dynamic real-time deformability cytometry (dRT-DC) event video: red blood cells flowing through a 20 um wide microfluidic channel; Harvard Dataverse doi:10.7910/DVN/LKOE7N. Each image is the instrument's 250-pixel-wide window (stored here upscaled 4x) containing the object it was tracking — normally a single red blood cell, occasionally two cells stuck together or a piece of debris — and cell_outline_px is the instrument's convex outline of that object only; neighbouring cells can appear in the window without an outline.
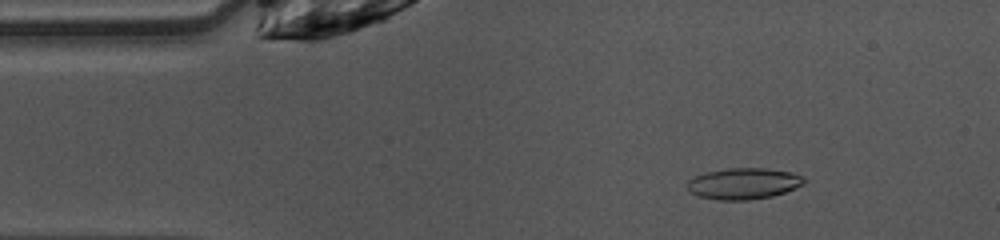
{"species": "common noctule bat (a hibernating species)", "species_latin": "Nyctalus noctula", "temperature_condition": "warm", "stored_images_in_passage": 48, "camera_frame_rate_fps": 3000, "um_per_image_px": 0.085, "animal": {"sex": "female", "body_mass_g": 10.0, "forearm_length_mm": 53.1}, "frame": {"image": 1, "passage_image": 6, "time_ms": 1.667, "image_size_px": [1000, 240], "cell_outline_px": [[804, 184], [784, 192], [772, 196], [748, 200], [716, 200], [700, 196], [692, 192], [688, 188], [688, 180], [704, 172], [728, 168], [764, 168], [792, 172], [800, 176], [804, 180]], "centroid_in_image_um": [63.19, 15.6], "position_along_channel_um": 21.8, "area_um2": 21.04}}
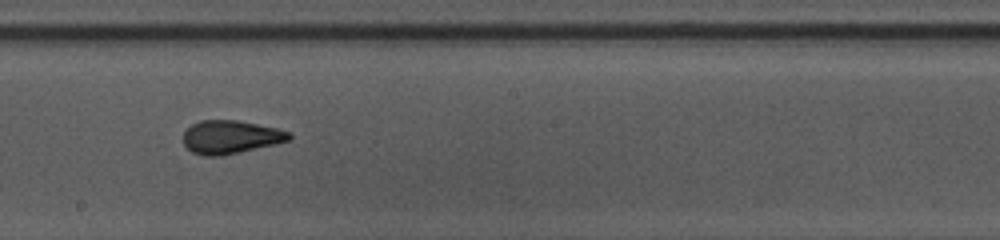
{"frame": {"image": 2, "passage_image": 25, "time_ms": 8.0, "image_size_px": [1000, 240], "cell_outline_px": [[292, 136], [288, 140], [276, 144], [240, 152], [220, 156], [204, 156], [192, 152], [184, 144], [184, 132], [192, 124], [200, 120], [236, 120], [276, 128], [292, 132]], "centroid_in_image_um": [19.6, 11.65], "position_along_channel_um": 228.6, "area_um2": 20.46}}
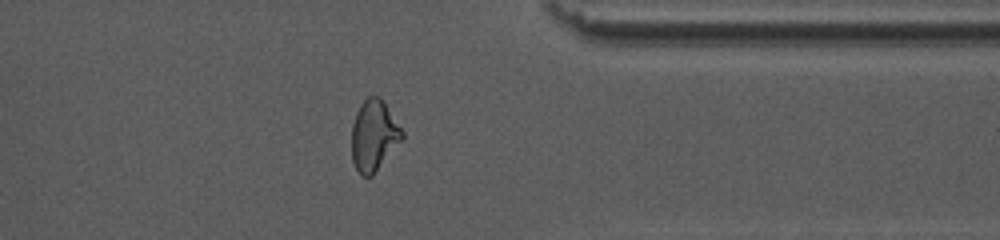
{"frame": {"image": 3, "passage_image": 37, "time_ms": 12.0, "image_size_px": [1000, 240], "cell_outline_px": [[404, 136], [372, 176], [360, 176], [352, 160], [352, 124], [356, 112], [360, 104], [368, 96], [380, 96], [404, 132]], "centroid_in_image_um": [31.76, 11.51], "position_along_channel_um": 379.6, "area_um2": 20.63}, "authors_computed_cell_mechanics": {"area_um2": 20.7502, "velocity_mm_per_s": 4.0495, "shape_relaxation_time_tau1_ms": 4.1737, "shape_relaxation_time_tau2_ms": 1.1725, "deformation_change_tau1": 0.1561, "deformation_change_tau2": 0.0701}}